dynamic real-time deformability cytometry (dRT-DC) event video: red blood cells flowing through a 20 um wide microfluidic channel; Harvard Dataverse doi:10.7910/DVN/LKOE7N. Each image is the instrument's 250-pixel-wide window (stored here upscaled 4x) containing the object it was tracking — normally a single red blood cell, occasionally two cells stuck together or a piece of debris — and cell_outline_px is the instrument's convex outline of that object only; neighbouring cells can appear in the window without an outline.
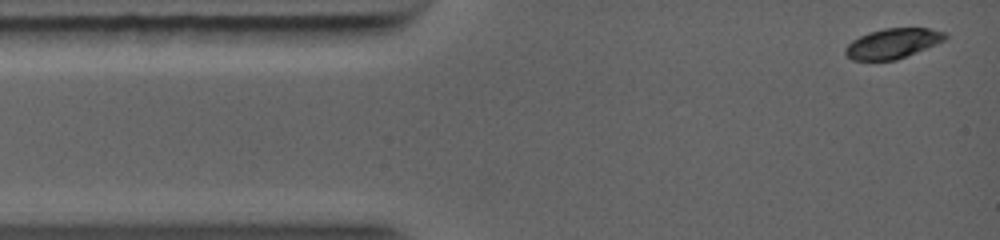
{"species": "common noctule bat (a hibernating species)", "species_latin": "Nyctalus noctula", "temperature_condition": "warm", "stored_images_in_passage": 15, "camera_frame_rate_fps": 5000, "um_per_image_px": 0.085, "animal": {"sex": "female", "body_mass_g": 19.0, "forearm_length_mm": 56.7}, "frame": {"image": 1, "passage_image": 1, "time_ms": 0.0, "image_size_px": [1000, 240], "cell_outline_px": [[948, 36], [944, 40], [896, 60], [852, 60], [844, 52], [844, 48], [852, 40], [868, 32], [884, 28], [928, 28], [944, 32]], "centroid_in_image_um": [75.84, 3.68], "position_along_channel_um": 9.2, "area_um2": 17.22}}
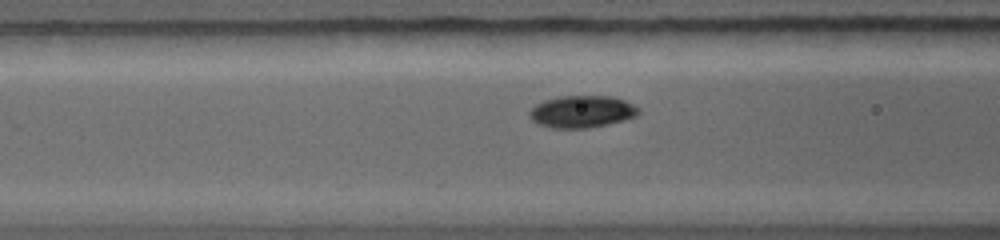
{"frame": {"image": 2, "passage_image": 9, "time_ms": 3.6, "image_size_px": [1000, 240], "cell_outline_px": [[640, 112], [636, 116], [624, 120], [608, 124], [588, 128], [552, 128], [536, 124], [528, 116], [528, 112], [536, 104], [544, 100], [560, 96], [612, 96], [624, 100], [640, 108]], "centroid_in_image_um": [49.44, 9.49], "position_along_channel_um": 117.2, "area_um2": 20.58}}
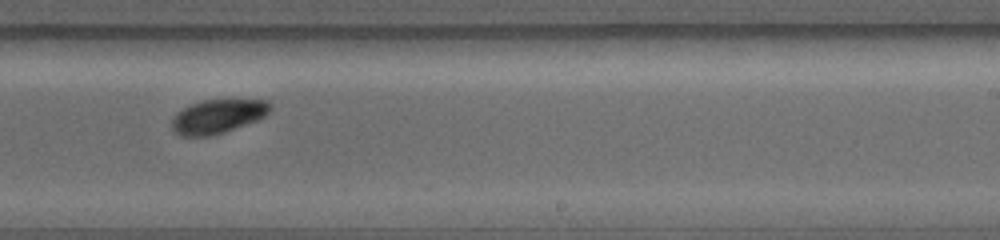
{"frame": {"image": 3, "passage_image": 15, "time_ms": 6.8, "image_size_px": [1000, 240], "cell_outline_px": [[272, 108], [264, 116], [256, 120], [224, 132], [212, 136], [180, 136], [172, 132], [172, 120], [176, 112], [192, 104], [204, 100], [268, 100], [272, 104]], "centroid_in_image_um": [18.49, 9.9], "position_along_channel_um": 270.5, "area_um2": 19.36}}